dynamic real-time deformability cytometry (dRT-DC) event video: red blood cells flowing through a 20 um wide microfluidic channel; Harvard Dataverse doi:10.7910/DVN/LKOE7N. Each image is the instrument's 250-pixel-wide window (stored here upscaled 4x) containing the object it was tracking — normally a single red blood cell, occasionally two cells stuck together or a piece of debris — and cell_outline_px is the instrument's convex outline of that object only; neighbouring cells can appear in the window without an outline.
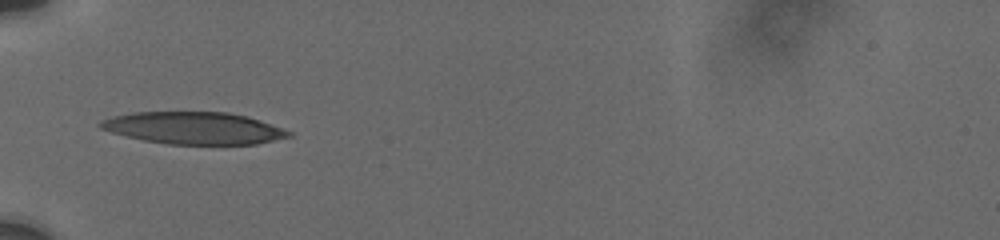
{"species": "human", "species_latin": "Homo sapiens", "temperature_condition": "cold", "stored_images_in_passage": 18, "camera_frame_rate_fps": 3000, "um_per_image_px": 0.085, "donor": {"sex": "male"}, "frame": {"image": 1, "passage_image": 1, "time_ms": 0.0, "image_size_px": [1000, 240], "cell_outline_px": [[292, 136], [256, 144], [168, 144], [144, 140], [112, 132], [100, 128], [96, 124], [100, 120], [112, 116], [132, 112], [228, 112], [248, 116], [292, 132]], "centroid_in_image_um": [16.45, 10.88], "position_along_channel_um": 68.6, "area_um2": 35.14}}
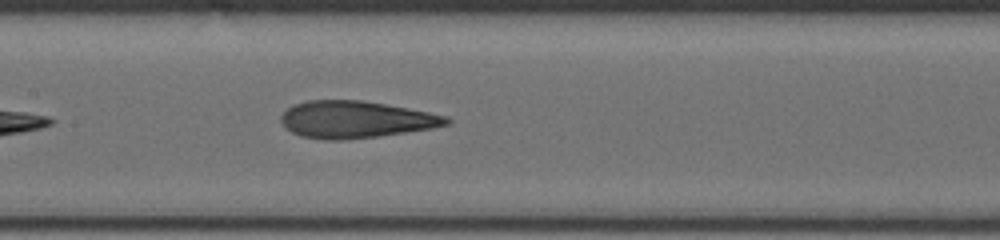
{"frame": {"image": 2, "passage_image": 8, "time_ms": 3.0, "image_size_px": [1000, 240], "cell_outline_px": [[452, 120], [448, 124], [432, 128], [380, 136], [344, 140], [324, 140], [300, 136], [284, 128], [280, 120], [280, 116], [292, 104], [308, 100], [364, 100], [408, 108], [448, 116]], "centroid_in_image_um": [30.2, 10.16], "position_along_channel_um": 177.2, "area_um2": 35.95}}
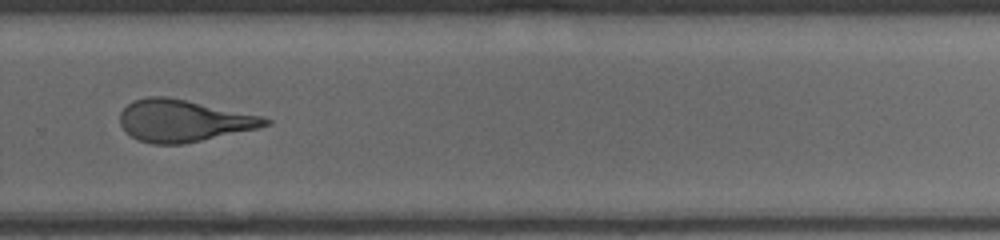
{"frame": {"image": 3, "passage_image": 17, "time_ms": 6.667, "image_size_px": [1000, 240], "cell_outline_px": [[272, 120], [268, 124], [256, 128], [184, 144], [152, 144], [140, 140], [132, 136], [120, 124], [120, 112], [132, 100], [148, 96], [168, 96], [260, 116]], "centroid_in_image_um": [15.53, 10.25], "position_along_channel_um": 314.3, "area_um2": 34.97}}